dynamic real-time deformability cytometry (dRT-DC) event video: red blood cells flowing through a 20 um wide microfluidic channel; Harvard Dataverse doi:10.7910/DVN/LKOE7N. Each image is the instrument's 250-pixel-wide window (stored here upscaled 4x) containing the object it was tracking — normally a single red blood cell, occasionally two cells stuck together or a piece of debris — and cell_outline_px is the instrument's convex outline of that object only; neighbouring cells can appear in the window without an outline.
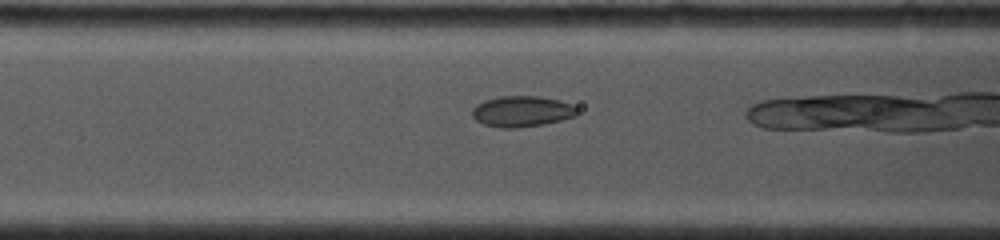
{"species": "common noctule bat (a hibernating species)", "species_latin": "Nyctalus noctula", "temperature_condition": "cold", "stored_images_in_passage": 28, "camera_frame_rate_fps": 4500, "um_per_image_px": 0.085, "animal": {"sex": "female", "body_mass_g": 19.0, "forearm_length_mm": 53.3}, "frame": {"image": 1, "passage_image": 5, "time_ms": 1.556, "image_size_px": [1000, 240], "cell_outline_px": [[576, 116], [544, 124], [516, 128], [500, 128], [484, 124], [476, 120], [472, 116], [472, 108], [476, 104], [484, 100], [500, 96], [536, 96], [560, 100], [572, 104], [576, 108]], "centroid_in_image_um": [44.33, 9.46], "position_along_channel_um": 122.3, "area_um2": 18.9}}
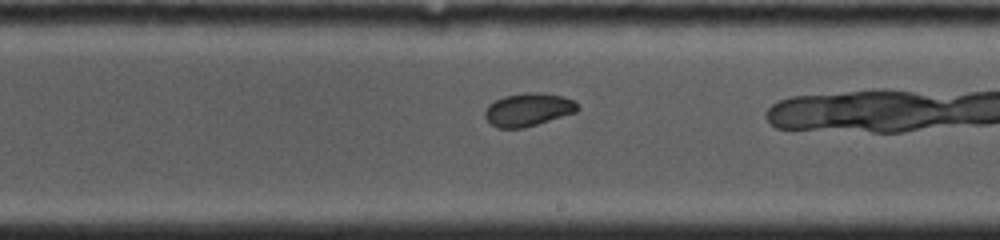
{"frame": {"image": 2, "passage_image": 13, "time_ms": 4.667, "image_size_px": [1000, 240], "cell_outline_px": [[580, 108], [576, 112], [536, 124], [520, 128], [496, 128], [484, 116], [484, 112], [488, 104], [504, 96], [560, 96], [576, 100]], "centroid_in_image_um": [44.88, 9.38], "position_along_channel_um": 244.1, "area_um2": 16.76}}
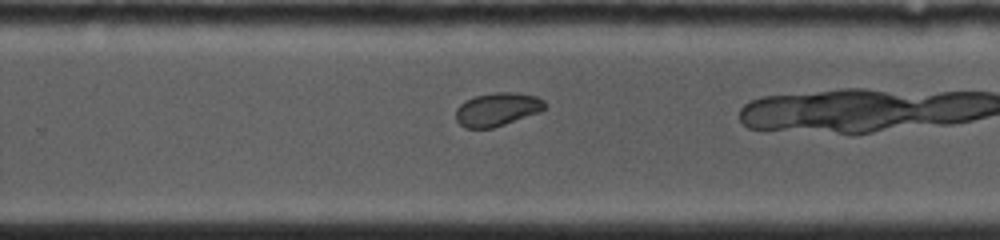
{"frame": {"image": 3, "passage_image": 16, "time_ms": 5.778, "image_size_px": [1000, 240], "cell_outline_px": [[544, 108], [540, 112], [492, 128], [464, 128], [456, 120], [456, 108], [460, 104], [476, 96], [496, 92], [512, 92], [536, 96], [544, 100]], "centroid_in_image_um": [42.25, 9.3], "position_along_channel_um": 287.5, "area_um2": 17.05}, "authors_computed_cell_mechanics": {"area_um2": 18.0625, "velocity_mm_per_s": 3.9331, "shape_relaxation_time_tau1_ms": 5.9411, "shape_relaxation_time_tau2_ms": 1.7339, "deformation_change_tau1": 0.1215, "deformation_change_tau2": 0.0471}}